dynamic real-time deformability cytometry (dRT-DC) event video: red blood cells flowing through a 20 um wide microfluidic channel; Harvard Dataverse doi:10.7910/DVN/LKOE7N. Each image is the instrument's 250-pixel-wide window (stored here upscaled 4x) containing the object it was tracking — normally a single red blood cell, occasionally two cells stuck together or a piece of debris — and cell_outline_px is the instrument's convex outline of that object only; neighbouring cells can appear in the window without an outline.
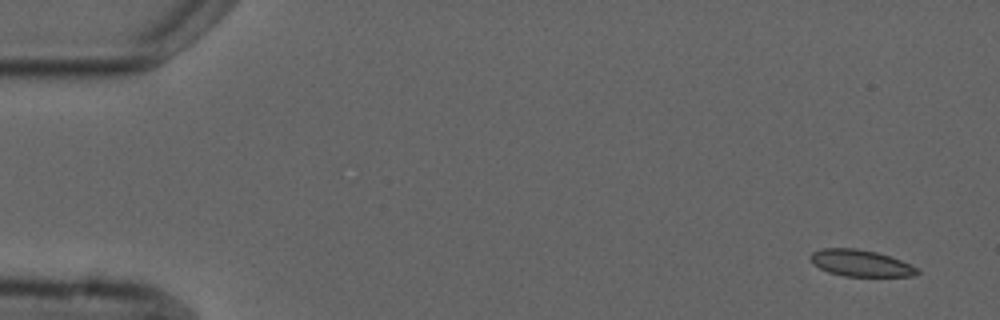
{"species": "common noctule bat (a hibernating species)", "species_latin": "Nyctalus noctula", "temperature_condition": "cold", "stored_images_in_passage": 4, "camera_frame_rate_fps": 3000, "um_per_image_px": 0.085, "animal": {"sex": "male", "forearm_length_mm": 52.5}, "frame": {"image": 1, "passage_image": 1, "time_ms": 0.0, "image_size_px": [1000, 320], "cell_outline_px": [[920, 272], [916, 276], [844, 276], [828, 272], [820, 268], [808, 256], [812, 252], [824, 248], [856, 248], [876, 252], [900, 260], [920, 268]], "centroid_in_image_um": [73.19, 22.37], "position_along_channel_um": 11.8, "area_um2": 16.47}}